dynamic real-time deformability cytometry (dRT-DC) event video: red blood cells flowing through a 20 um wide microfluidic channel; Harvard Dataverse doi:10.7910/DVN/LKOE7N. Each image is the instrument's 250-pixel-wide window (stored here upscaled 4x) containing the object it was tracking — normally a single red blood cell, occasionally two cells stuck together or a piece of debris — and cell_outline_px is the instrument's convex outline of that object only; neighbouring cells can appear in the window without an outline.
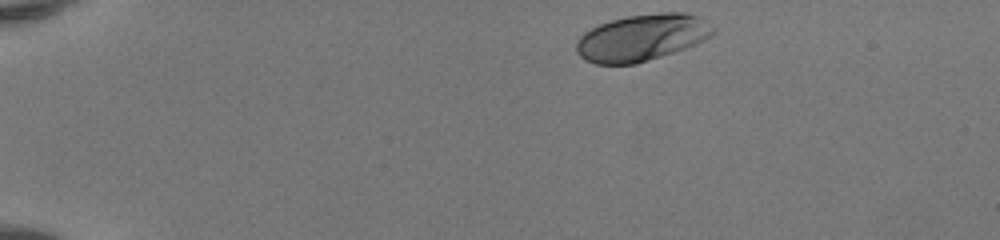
{"species": "human", "species_latin": "Homo sapiens", "temperature_condition": "room temperature", "stored_images_in_passage": 40, "camera_frame_rate_fps": 3000, "um_per_image_px": 0.085, "donor": {"sex": "female"}, "frame": {"image": 1, "passage_image": 1, "time_ms": 0.0, "image_size_px": [1000, 240], "cell_outline_px": [[716, 32], [712, 36], [696, 44], [636, 64], [596, 64], [584, 60], [576, 52], [576, 40], [584, 32], [600, 24], [612, 20], [628, 16], [660, 12], [684, 12], [700, 16], [716, 28]], "centroid_in_image_um": [54.58, 3.19], "position_along_channel_um": 30.4, "area_um2": 37.34}}
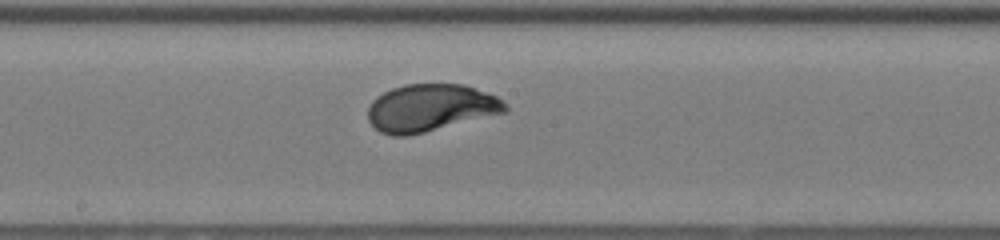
{"frame": {"image": 2, "passage_image": 21, "time_ms": 6.667, "image_size_px": [1000, 240], "cell_outline_px": [[508, 112], [408, 136], [392, 136], [380, 132], [368, 120], [368, 108], [372, 100], [376, 96], [392, 88], [404, 84], [464, 84], [496, 96], [508, 104]], "centroid_in_image_um": [36.6, 9.17], "position_along_channel_um": 211.6, "area_um2": 38.03}}
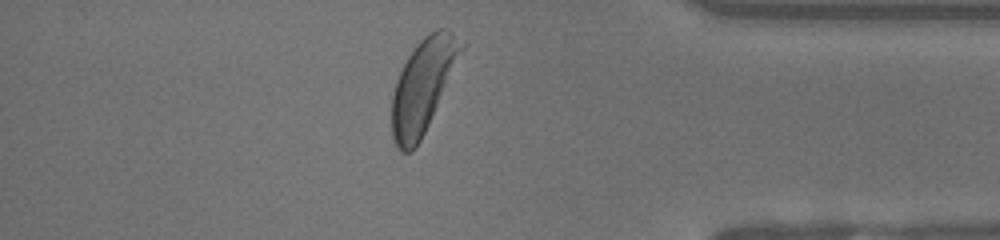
{"frame": {"image": 3, "passage_image": 36, "time_ms": 11.667, "image_size_px": [1000, 240], "cell_outline_px": [[468, 44], [420, 140], [412, 152], [400, 152], [396, 148], [392, 140], [392, 96], [396, 80], [408, 56], [420, 40], [424, 36], [436, 28], [444, 28], [452, 32]], "centroid_in_image_um": [35.98, 7.26], "position_along_channel_um": 399.2, "area_um2": 37.8}, "authors_computed_cell_mechanics": {"area_um2": 37.3388, "velocity_mm_per_s": 4.1163, "shape_relaxation_time_tau1_ms": 2.2212, "shape_relaxation_time_tau2_ms": null, "deformation_change_tau1": 0.1468, "deformation_change_tau2": null}}